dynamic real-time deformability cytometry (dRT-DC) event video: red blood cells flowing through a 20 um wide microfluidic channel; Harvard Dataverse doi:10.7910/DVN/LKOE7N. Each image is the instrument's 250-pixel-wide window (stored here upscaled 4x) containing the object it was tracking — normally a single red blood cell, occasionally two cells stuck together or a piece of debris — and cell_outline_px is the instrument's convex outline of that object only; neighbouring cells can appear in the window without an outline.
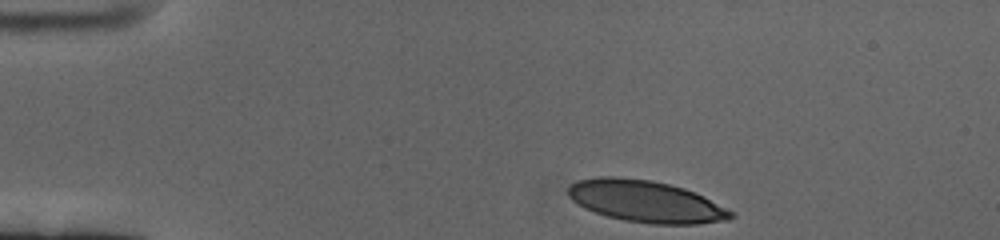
{"species": "human", "species_latin": "Homo sapiens", "temperature_condition": "cold", "stored_images_in_passage": 41, "camera_frame_rate_fps": 3000, "um_per_image_px": 0.085, "donor": {"sex": "female"}, "frame": {"image": 1, "passage_image": 1, "time_ms": 0.0, "image_size_px": [1000, 240], "cell_outline_px": [[736, 216], [728, 220], [696, 224], [652, 224], [624, 220], [608, 216], [584, 208], [572, 200], [568, 196], [568, 188], [576, 180], [600, 176], [616, 176], [652, 180], [684, 188], [696, 192], [736, 212]], "centroid_in_image_um": [54.93, 17.11], "position_along_channel_um": 30.1, "area_um2": 39.88}}
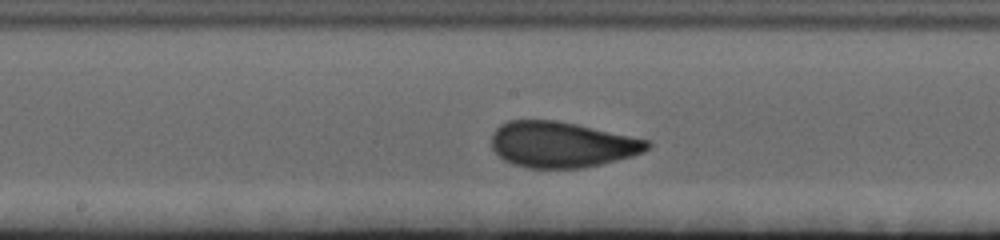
{"frame": {"image": 2, "passage_image": 22, "time_ms": 7.0, "image_size_px": [1000, 240], "cell_outline_px": [[652, 144], [644, 152], [632, 156], [600, 164], [580, 168], [528, 168], [512, 164], [504, 160], [492, 148], [492, 132], [500, 124], [508, 120], [556, 120], [576, 124], [648, 140]], "centroid_in_image_um": [47.72, 12.28], "position_along_channel_um": 200.5, "area_um2": 41.44}}
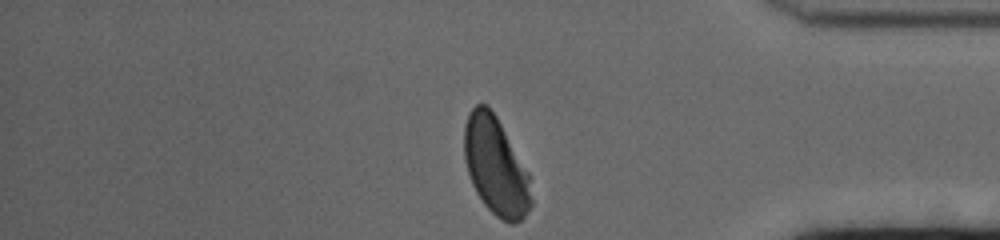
{"frame": {"image": 3, "passage_image": 41, "time_ms": 13.333, "image_size_px": [1000, 240], "cell_outline_px": [[532, 204], [524, 216], [516, 224], [508, 224], [500, 220], [484, 204], [476, 192], [472, 184], [464, 160], [464, 124], [468, 112], [476, 104], [488, 104], [496, 116], [528, 172], [532, 200]], "centroid_in_image_um": [42.12, 14.13], "position_along_channel_um": 393.1, "area_um2": 38.26}, "authors_computed_cell_mechanics": {"area_um2": 40.6912, "velocity_mm_per_s": 3.3561, "shape_relaxation_time_tau1_ms": 5.1575, "shape_relaxation_time_tau2_ms": 0.8189, "deformation_change_tau1": 0.1886, "deformation_change_tau2": 0.0707}}